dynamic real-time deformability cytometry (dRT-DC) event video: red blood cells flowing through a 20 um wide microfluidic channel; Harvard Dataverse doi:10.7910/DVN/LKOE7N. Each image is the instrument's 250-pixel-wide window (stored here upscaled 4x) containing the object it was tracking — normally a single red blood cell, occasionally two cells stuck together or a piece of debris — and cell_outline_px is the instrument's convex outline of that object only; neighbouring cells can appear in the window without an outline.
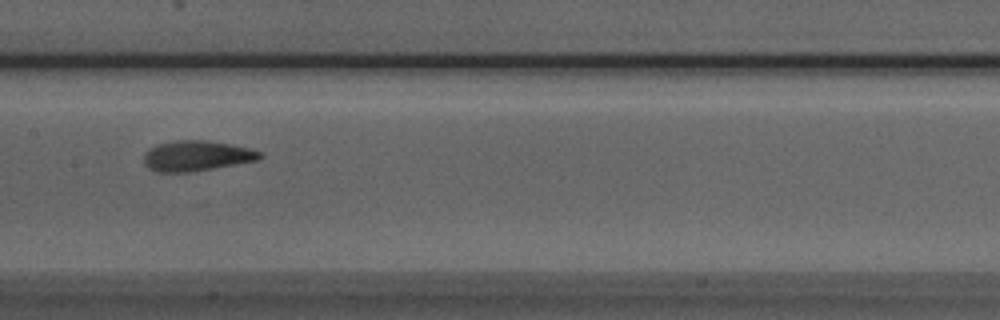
{"species": "Egyptian fruit bat (a non-hibernating species)", "species_latin": "Rousettus aegyptiacus", "temperature_condition": "room temperature", "stored_images_in_passage": 6, "camera_frame_rate_fps": 3000, "um_per_image_px": 0.085, "animal": {"sex": "male"}, "frame": {"image": 1, "passage_image": 4, "time_ms": 1.0, "image_size_px": [1000, 320], "cell_outline_px": [[264, 156], [260, 160], [188, 172], [156, 172], [148, 168], [144, 164], [144, 156], [152, 148], [160, 144], [176, 140], [204, 140], [232, 144], [248, 148], [260, 152]], "centroid_in_image_um": [16.74, 13.25], "position_along_channel_um": 190.7, "area_um2": 20.29}}
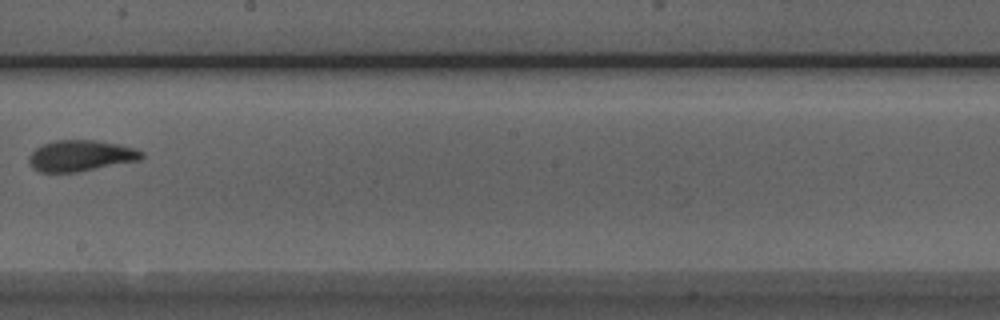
{"frame": {"image": 2, "passage_image": 5, "time_ms": 1.333, "image_size_px": [1000, 320], "cell_outline_px": [[144, 156], [140, 160], [76, 172], [40, 172], [32, 168], [28, 160], [28, 156], [36, 148], [44, 144], [56, 140], [96, 140], [120, 144], [136, 148], [144, 152]], "centroid_in_image_um": [6.88, 13.23], "position_along_channel_um": 241.3, "area_um2": 20.46}}
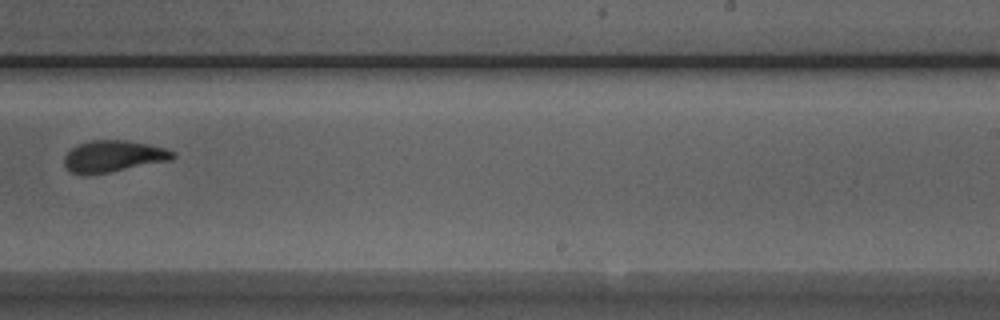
{"frame": {"image": 3, "passage_image": 6, "time_ms": 1.667, "image_size_px": [1000, 320], "cell_outline_px": [[176, 156], [172, 160], [112, 172], [88, 176], [84, 176], [72, 172], [64, 164], [64, 156], [72, 148], [80, 144], [92, 140], [128, 140], [148, 144], [164, 148], [176, 152]], "centroid_in_image_um": [9.66, 13.3], "position_along_channel_um": 279.3, "area_um2": 20.23}}